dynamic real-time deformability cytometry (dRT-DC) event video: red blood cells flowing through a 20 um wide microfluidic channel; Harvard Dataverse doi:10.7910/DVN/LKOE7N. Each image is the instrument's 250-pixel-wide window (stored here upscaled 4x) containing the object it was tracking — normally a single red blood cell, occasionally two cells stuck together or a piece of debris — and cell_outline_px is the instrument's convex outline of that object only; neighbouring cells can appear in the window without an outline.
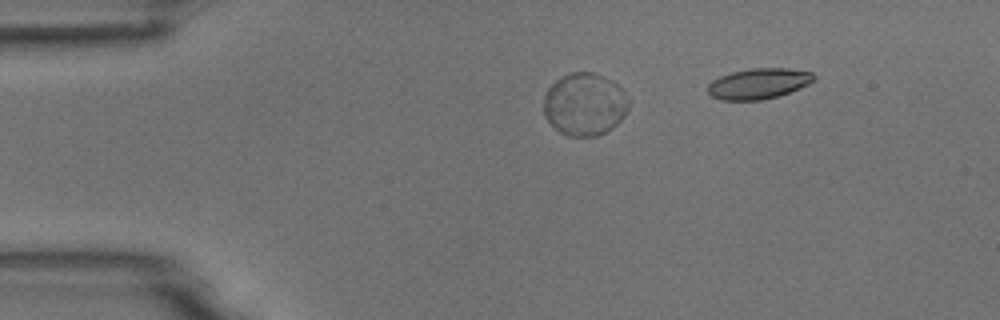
{"species": "common noctule bat (a hibernating species)", "species_latin": "Nyctalus noctula", "temperature_condition": "room temperature", "stored_images_in_passage": 3, "camera_frame_rate_fps": 3000, "um_per_image_px": 0.085, "animal": {"sex": "male", "body_mass_g": 18.8}, "frame": {"image": 1, "passage_image": 1, "time_ms": 0.0, "image_size_px": [1000, 320], "cell_outline_px": [[628, 108], [624, 116], [612, 128], [596, 136], [568, 136], [560, 132], [544, 116], [544, 92], [560, 76], [572, 72], [592, 72], [604, 76], [612, 80], [624, 88], [628, 100]], "centroid_in_image_um": [49.7, 8.84], "position_along_channel_um": 35.3, "area_um2": 31.21}}